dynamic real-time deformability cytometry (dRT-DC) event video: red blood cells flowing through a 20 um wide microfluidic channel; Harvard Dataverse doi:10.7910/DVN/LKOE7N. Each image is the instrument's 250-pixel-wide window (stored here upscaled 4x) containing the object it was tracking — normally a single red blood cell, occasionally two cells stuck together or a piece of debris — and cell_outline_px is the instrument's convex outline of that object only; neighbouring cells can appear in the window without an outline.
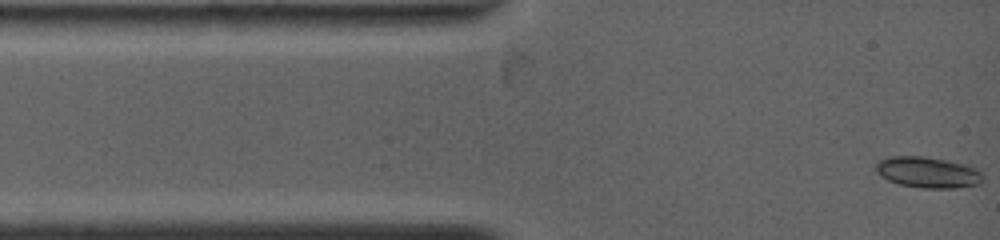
{"species": "common noctule bat (a hibernating species)", "species_latin": "Nyctalus noctula", "temperature_condition": "warm", "stored_images_in_passage": 25, "camera_frame_rate_fps": 4500, "um_per_image_px": 0.085, "animal": {"sex": "female", "body_mass_g": 19.0, "forearm_length_mm": 53.3}, "frame": {"image": 1, "passage_image": 1, "time_ms": 0.0, "image_size_px": [1000, 240], "cell_outline_px": [[984, 176], [980, 184], [956, 188], [920, 188], [900, 184], [888, 180], [880, 176], [876, 172], [876, 164], [880, 160], [892, 156], [924, 156], [964, 164], [976, 168]], "centroid_in_image_um": [78.87, 14.66], "position_along_channel_um": 6.1, "area_um2": 19.31}}
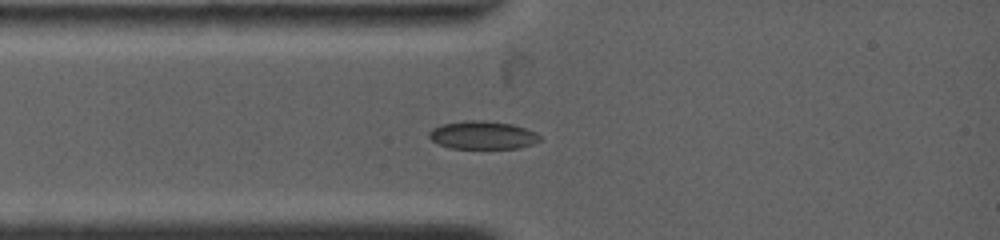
{"frame": {"image": 2, "passage_image": 15, "time_ms": 2.222, "image_size_px": [1000, 240], "cell_outline_px": [[544, 140], [520, 148], [452, 148], [440, 144], [432, 140], [428, 136], [428, 132], [432, 128], [444, 124], [468, 120], [484, 120], [512, 124], [536, 132]], "centroid_in_image_um": [41.06, 11.48], "position_along_channel_um": 43.9, "area_um2": 18.09}}
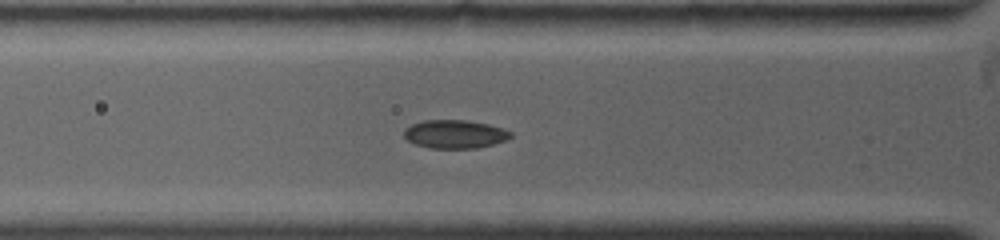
{"frame": {"image": 3, "passage_image": 22, "time_ms": 3.333, "image_size_px": [1000, 240], "cell_outline_px": [[512, 136], [504, 140], [492, 144], [476, 148], [428, 148], [416, 144], [408, 140], [404, 136], [404, 128], [412, 124], [424, 120], [468, 120], [488, 124], [512, 132]], "centroid_in_image_um": [38.63, 11.39], "position_along_channel_um": 87.2, "area_um2": 17.51}}